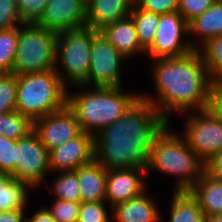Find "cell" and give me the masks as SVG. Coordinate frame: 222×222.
<instances>
[{
  "instance_id": "1",
  "label": "cell",
  "mask_w": 222,
  "mask_h": 222,
  "mask_svg": "<svg viewBox=\"0 0 222 222\" xmlns=\"http://www.w3.org/2000/svg\"><path fill=\"white\" fill-rule=\"evenodd\" d=\"M168 124L156 108L140 96L122 117L94 136V159L106 170H147L154 140Z\"/></svg>"
},
{
  "instance_id": "2",
  "label": "cell",
  "mask_w": 222,
  "mask_h": 222,
  "mask_svg": "<svg viewBox=\"0 0 222 222\" xmlns=\"http://www.w3.org/2000/svg\"><path fill=\"white\" fill-rule=\"evenodd\" d=\"M157 97L141 94L170 123L173 113L186 114L209 107L210 79L199 50L152 61ZM192 109V110H191Z\"/></svg>"
},
{
  "instance_id": "3",
  "label": "cell",
  "mask_w": 222,
  "mask_h": 222,
  "mask_svg": "<svg viewBox=\"0 0 222 222\" xmlns=\"http://www.w3.org/2000/svg\"><path fill=\"white\" fill-rule=\"evenodd\" d=\"M75 87L83 91H69L67 106L75 113L81 131L93 136L122 117L141 96L124 92L123 87H94L90 91L82 84Z\"/></svg>"
},
{
  "instance_id": "4",
  "label": "cell",
  "mask_w": 222,
  "mask_h": 222,
  "mask_svg": "<svg viewBox=\"0 0 222 222\" xmlns=\"http://www.w3.org/2000/svg\"><path fill=\"white\" fill-rule=\"evenodd\" d=\"M169 125L154 140L147 172L157 170L176 176L175 191H189L204 173L205 163L191 149L186 139L172 132Z\"/></svg>"
},
{
  "instance_id": "5",
  "label": "cell",
  "mask_w": 222,
  "mask_h": 222,
  "mask_svg": "<svg viewBox=\"0 0 222 222\" xmlns=\"http://www.w3.org/2000/svg\"><path fill=\"white\" fill-rule=\"evenodd\" d=\"M69 89L55 69L18 75L16 111L33 123L65 108Z\"/></svg>"
},
{
  "instance_id": "6",
  "label": "cell",
  "mask_w": 222,
  "mask_h": 222,
  "mask_svg": "<svg viewBox=\"0 0 222 222\" xmlns=\"http://www.w3.org/2000/svg\"><path fill=\"white\" fill-rule=\"evenodd\" d=\"M57 37L36 23H22L12 73L18 76L54 69Z\"/></svg>"
},
{
  "instance_id": "7",
  "label": "cell",
  "mask_w": 222,
  "mask_h": 222,
  "mask_svg": "<svg viewBox=\"0 0 222 222\" xmlns=\"http://www.w3.org/2000/svg\"><path fill=\"white\" fill-rule=\"evenodd\" d=\"M98 32L91 27L85 26L58 33L54 69L68 87L81 84L87 78L90 66L91 43ZM58 67H62L63 74L61 71L58 72L60 70Z\"/></svg>"
},
{
  "instance_id": "8",
  "label": "cell",
  "mask_w": 222,
  "mask_h": 222,
  "mask_svg": "<svg viewBox=\"0 0 222 222\" xmlns=\"http://www.w3.org/2000/svg\"><path fill=\"white\" fill-rule=\"evenodd\" d=\"M186 115V124L181 135L195 154L207 163L222 151V121L208 108Z\"/></svg>"
},
{
  "instance_id": "9",
  "label": "cell",
  "mask_w": 222,
  "mask_h": 222,
  "mask_svg": "<svg viewBox=\"0 0 222 222\" xmlns=\"http://www.w3.org/2000/svg\"><path fill=\"white\" fill-rule=\"evenodd\" d=\"M188 34L189 23L178 11L160 14L154 42L146 52L155 60L180 57L194 49L199 50V45L194 44L192 39L186 40L189 36Z\"/></svg>"
},
{
  "instance_id": "10",
  "label": "cell",
  "mask_w": 222,
  "mask_h": 222,
  "mask_svg": "<svg viewBox=\"0 0 222 222\" xmlns=\"http://www.w3.org/2000/svg\"><path fill=\"white\" fill-rule=\"evenodd\" d=\"M122 60H127L100 32L92 39L87 78L81 83L93 87H123Z\"/></svg>"
},
{
  "instance_id": "11",
  "label": "cell",
  "mask_w": 222,
  "mask_h": 222,
  "mask_svg": "<svg viewBox=\"0 0 222 222\" xmlns=\"http://www.w3.org/2000/svg\"><path fill=\"white\" fill-rule=\"evenodd\" d=\"M48 172H51L49 151L38 135L32 130L24 138L16 140V163L12 176L34 189L42 184Z\"/></svg>"
},
{
  "instance_id": "12",
  "label": "cell",
  "mask_w": 222,
  "mask_h": 222,
  "mask_svg": "<svg viewBox=\"0 0 222 222\" xmlns=\"http://www.w3.org/2000/svg\"><path fill=\"white\" fill-rule=\"evenodd\" d=\"M33 131L48 151L82 132L75 113L68 106L34 121Z\"/></svg>"
},
{
  "instance_id": "13",
  "label": "cell",
  "mask_w": 222,
  "mask_h": 222,
  "mask_svg": "<svg viewBox=\"0 0 222 222\" xmlns=\"http://www.w3.org/2000/svg\"><path fill=\"white\" fill-rule=\"evenodd\" d=\"M36 24L57 34L85 27L86 0H49Z\"/></svg>"
},
{
  "instance_id": "14",
  "label": "cell",
  "mask_w": 222,
  "mask_h": 222,
  "mask_svg": "<svg viewBox=\"0 0 222 222\" xmlns=\"http://www.w3.org/2000/svg\"><path fill=\"white\" fill-rule=\"evenodd\" d=\"M94 159V136L81 132L74 139L49 151V167L52 172L73 171Z\"/></svg>"
},
{
  "instance_id": "15",
  "label": "cell",
  "mask_w": 222,
  "mask_h": 222,
  "mask_svg": "<svg viewBox=\"0 0 222 222\" xmlns=\"http://www.w3.org/2000/svg\"><path fill=\"white\" fill-rule=\"evenodd\" d=\"M147 170L139 168H114L107 170L106 202L111 209L140 195L147 189L144 180Z\"/></svg>"
},
{
  "instance_id": "16",
  "label": "cell",
  "mask_w": 222,
  "mask_h": 222,
  "mask_svg": "<svg viewBox=\"0 0 222 222\" xmlns=\"http://www.w3.org/2000/svg\"><path fill=\"white\" fill-rule=\"evenodd\" d=\"M134 0H86L87 26L96 31L106 25L126 18L131 13Z\"/></svg>"
},
{
  "instance_id": "17",
  "label": "cell",
  "mask_w": 222,
  "mask_h": 222,
  "mask_svg": "<svg viewBox=\"0 0 222 222\" xmlns=\"http://www.w3.org/2000/svg\"><path fill=\"white\" fill-rule=\"evenodd\" d=\"M146 190L140 195L118 204L110 211L115 222H161L159 211L154 198L146 194Z\"/></svg>"
},
{
  "instance_id": "18",
  "label": "cell",
  "mask_w": 222,
  "mask_h": 222,
  "mask_svg": "<svg viewBox=\"0 0 222 222\" xmlns=\"http://www.w3.org/2000/svg\"><path fill=\"white\" fill-rule=\"evenodd\" d=\"M99 32L127 59L139 52L146 53L140 46L134 21L130 15L106 25Z\"/></svg>"
},
{
  "instance_id": "19",
  "label": "cell",
  "mask_w": 222,
  "mask_h": 222,
  "mask_svg": "<svg viewBox=\"0 0 222 222\" xmlns=\"http://www.w3.org/2000/svg\"><path fill=\"white\" fill-rule=\"evenodd\" d=\"M81 202H106L107 170L95 159L76 170Z\"/></svg>"
},
{
  "instance_id": "20",
  "label": "cell",
  "mask_w": 222,
  "mask_h": 222,
  "mask_svg": "<svg viewBox=\"0 0 222 222\" xmlns=\"http://www.w3.org/2000/svg\"><path fill=\"white\" fill-rule=\"evenodd\" d=\"M189 191L197 199L205 217L222 213V180L204 171Z\"/></svg>"
},
{
  "instance_id": "21",
  "label": "cell",
  "mask_w": 222,
  "mask_h": 222,
  "mask_svg": "<svg viewBox=\"0 0 222 222\" xmlns=\"http://www.w3.org/2000/svg\"><path fill=\"white\" fill-rule=\"evenodd\" d=\"M189 35H198L201 38L200 48L210 39L222 35V0L206 9L189 23Z\"/></svg>"
},
{
  "instance_id": "22",
  "label": "cell",
  "mask_w": 222,
  "mask_h": 222,
  "mask_svg": "<svg viewBox=\"0 0 222 222\" xmlns=\"http://www.w3.org/2000/svg\"><path fill=\"white\" fill-rule=\"evenodd\" d=\"M30 189L27 183L0 172V212L27 208Z\"/></svg>"
},
{
  "instance_id": "23",
  "label": "cell",
  "mask_w": 222,
  "mask_h": 222,
  "mask_svg": "<svg viewBox=\"0 0 222 222\" xmlns=\"http://www.w3.org/2000/svg\"><path fill=\"white\" fill-rule=\"evenodd\" d=\"M169 222H205L197 199L190 191H173Z\"/></svg>"
},
{
  "instance_id": "24",
  "label": "cell",
  "mask_w": 222,
  "mask_h": 222,
  "mask_svg": "<svg viewBox=\"0 0 222 222\" xmlns=\"http://www.w3.org/2000/svg\"><path fill=\"white\" fill-rule=\"evenodd\" d=\"M130 16L134 21L140 46L146 52L154 42L160 14L140 9L133 3Z\"/></svg>"
},
{
  "instance_id": "25",
  "label": "cell",
  "mask_w": 222,
  "mask_h": 222,
  "mask_svg": "<svg viewBox=\"0 0 222 222\" xmlns=\"http://www.w3.org/2000/svg\"><path fill=\"white\" fill-rule=\"evenodd\" d=\"M203 49V50H202ZM211 83L222 80V35L210 39L199 50Z\"/></svg>"
},
{
  "instance_id": "26",
  "label": "cell",
  "mask_w": 222,
  "mask_h": 222,
  "mask_svg": "<svg viewBox=\"0 0 222 222\" xmlns=\"http://www.w3.org/2000/svg\"><path fill=\"white\" fill-rule=\"evenodd\" d=\"M50 187L59 200L81 202L80 185L75 170L58 172Z\"/></svg>"
},
{
  "instance_id": "27",
  "label": "cell",
  "mask_w": 222,
  "mask_h": 222,
  "mask_svg": "<svg viewBox=\"0 0 222 222\" xmlns=\"http://www.w3.org/2000/svg\"><path fill=\"white\" fill-rule=\"evenodd\" d=\"M33 130V123L18 111L0 114V135L19 140Z\"/></svg>"
},
{
  "instance_id": "28",
  "label": "cell",
  "mask_w": 222,
  "mask_h": 222,
  "mask_svg": "<svg viewBox=\"0 0 222 222\" xmlns=\"http://www.w3.org/2000/svg\"><path fill=\"white\" fill-rule=\"evenodd\" d=\"M19 40V26L0 30V74L12 73Z\"/></svg>"
},
{
  "instance_id": "29",
  "label": "cell",
  "mask_w": 222,
  "mask_h": 222,
  "mask_svg": "<svg viewBox=\"0 0 222 222\" xmlns=\"http://www.w3.org/2000/svg\"><path fill=\"white\" fill-rule=\"evenodd\" d=\"M17 75L0 74V114L16 110Z\"/></svg>"
},
{
  "instance_id": "30",
  "label": "cell",
  "mask_w": 222,
  "mask_h": 222,
  "mask_svg": "<svg viewBox=\"0 0 222 222\" xmlns=\"http://www.w3.org/2000/svg\"><path fill=\"white\" fill-rule=\"evenodd\" d=\"M107 202H81L77 222H109Z\"/></svg>"
},
{
  "instance_id": "31",
  "label": "cell",
  "mask_w": 222,
  "mask_h": 222,
  "mask_svg": "<svg viewBox=\"0 0 222 222\" xmlns=\"http://www.w3.org/2000/svg\"><path fill=\"white\" fill-rule=\"evenodd\" d=\"M81 202L56 199L48 211L56 222H77Z\"/></svg>"
},
{
  "instance_id": "32",
  "label": "cell",
  "mask_w": 222,
  "mask_h": 222,
  "mask_svg": "<svg viewBox=\"0 0 222 222\" xmlns=\"http://www.w3.org/2000/svg\"><path fill=\"white\" fill-rule=\"evenodd\" d=\"M15 163L16 140L0 135V172L12 175Z\"/></svg>"
},
{
  "instance_id": "33",
  "label": "cell",
  "mask_w": 222,
  "mask_h": 222,
  "mask_svg": "<svg viewBox=\"0 0 222 222\" xmlns=\"http://www.w3.org/2000/svg\"><path fill=\"white\" fill-rule=\"evenodd\" d=\"M18 13L23 23H36L49 0H16Z\"/></svg>"
},
{
  "instance_id": "34",
  "label": "cell",
  "mask_w": 222,
  "mask_h": 222,
  "mask_svg": "<svg viewBox=\"0 0 222 222\" xmlns=\"http://www.w3.org/2000/svg\"><path fill=\"white\" fill-rule=\"evenodd\" d=\"M22 20L18 13L16 0H0V30L20 26Z\"/></svg>"
},
{
  "instance_id": "35",
  "label": "cell",
  "mask_w": 222,
  "mask_h": 222,
  "mask_svg": "<svg viewBox=\"0 0 222 222\" xmlns=\"http://www.w3.org/2000/svg\"><path fill=\"white\" fill-rule=\"evenodd\" d=\"M216 0H178V12L190 23L212 6Z\"/></svg>"
},
{
  "instance_id": "36",
  "label": "cell",
  "mask_w": 222,
  "mask_h": 222,
  "mask_svg": "<svg viewBox=\"0 0 222 222\" xmlns=\"http://www.w3.org/2000/svg\"><path fill=\"white\" fill-rule=\"evenodd\" d=\"M134 3L140 9L158 14L178 11V0H134Z\"/></svg>"
},
{
  "instance_id": "37",
  "label": "cell",
  "mask_w": 222,
  "mask_h": 222,
  "mask_svg": "<svg viewBox=\"0 0 222 222\" xmlns=\"http://www.w3.org/2000/svg\"><path fill=\"white\" fill-rule=\"evenodd\" d=\"M208 109L222 121V80L210 85Z\"/></svg>"
},
{
  "instance_id": "38",
  "label": "cell",
  "mask_w": 222,
  "mask_h": 222,
  "mask_svg": "<svg viewBox=\"0 0 222 222\" xmlns=\"http://www.w3.org/2000/svg\"><path fill=\"white\" fill-rule=\"evenodd\" d=\"M205 171L211 176L222 180V151L205 163Z\"/></svg>"
},
{
  "instance_id": "39",
  "label": "cell",
  "mask_w": 222,
  "mask_h": 222,
  "mask_svg": "<svg viewBox=\"0 0 222 222\" xmlns=\"http://www.w3.org/2000/svg\"><path fill=\"white\" fill-rule=\"evenodd\" d=\"M26 209L0 212V222H24L26 220Z\"/></svg>"
},
{
  "instance_id": "40",
  "label": "cell",
  "mask_w": 222,
  "mask_h": 222,
  "mask_svg": "<svg viewBox=\"0 0 222 222\" xmlns=\"http://www.w3.org/2000/svg\"><path fill=\"white\" fill-rule=\"evenodd\" d=\"M28 222H56L53 216L48 211L47 207H43L37 210L34 215L29 218H26Z\"/></svg>"
},
{
  "instance_id": "41",
  "label": "cell",
  "mask_w": 222,
  "mask_h": 222,
  "mask_svg": "<svg viewBox=\"0 0 222 222\" xmlns=\"http://www.w3.org/2000/svg\"><path fill=\"white\" fill-rule=\"evenodd\" d=\"M205 222H222V213L218 215L205 217Z\"/></svg>"
}]
</instances>
